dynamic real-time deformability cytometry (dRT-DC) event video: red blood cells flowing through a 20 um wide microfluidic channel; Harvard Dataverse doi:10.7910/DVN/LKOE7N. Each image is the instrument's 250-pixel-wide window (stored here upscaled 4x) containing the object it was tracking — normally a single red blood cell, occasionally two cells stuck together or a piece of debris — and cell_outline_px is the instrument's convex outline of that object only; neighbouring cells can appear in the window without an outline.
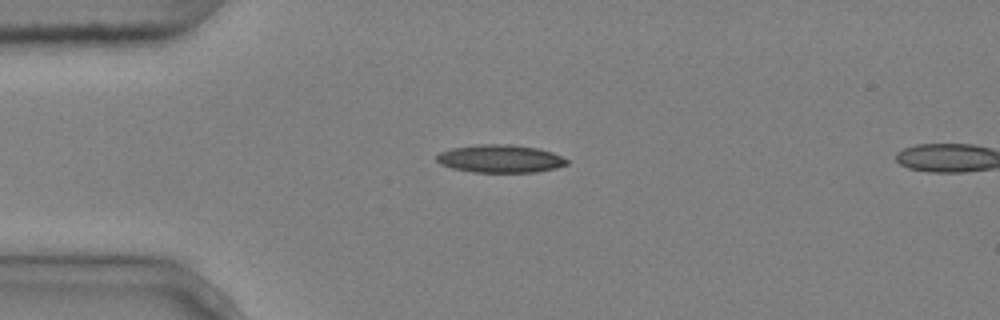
{"species": "common noctule bat (a hibernating species)", "species_latin": "Nyctalus noctula", "temperature_condition": "cold", "stored_images_in_passage": 2, "camera_frame_rate_fps": 3000, "um_per_image_px": 0.085, "animal": {"sex": "male", "body_mass_g": 20.4}, "frame": {"image": 1, "passage_image": 1, "time_ms": 0.0, "image_size_px": [1000, 320], "cell_outline_px": [[568, 164], [556, 168], [536, 172], [472, 172], [452, 168], [440, 164], [436, 160], [436, 156], [440, 152], [452, 148], [480, 144], [512, 144], [536, 148], [552, 152], [568, 160]], "centroid_in_image_um": [42.51, 13.49], "position_along_channel_um": 42.5, "area_um2": 21.15}}